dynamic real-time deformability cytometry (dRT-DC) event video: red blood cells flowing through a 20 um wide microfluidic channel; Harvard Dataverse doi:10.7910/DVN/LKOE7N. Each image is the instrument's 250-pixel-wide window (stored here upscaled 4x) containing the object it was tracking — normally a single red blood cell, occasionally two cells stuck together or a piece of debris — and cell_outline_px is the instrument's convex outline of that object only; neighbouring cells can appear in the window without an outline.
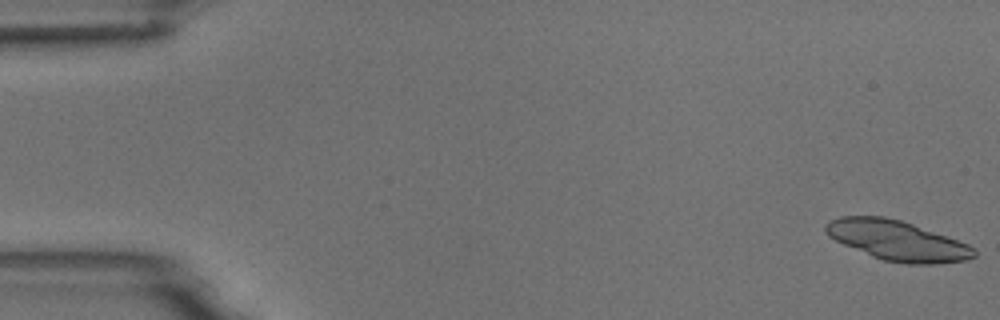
{"species": "common noctule bat (a hibernating species)", "species_latin": "Nyctalus noctula", "temperature_condition": "room temperature", "stored_images_in_passage": 4, "camera_frame_rate_fps": 3000, "um_per_image_px": 0.085, "animal": {"sex": "male", "body_mass_g": 18.8}, "frame": {"image": 1, "passage_image": 1, "time_ms": 0.0, "image_size_px": [1000, 320], "cell_outline_px": [[976, 256], [968, 260], [932, 264], [904, 264], [884, 260], [872, 256], [844, 244], [828, 236], [824, 232], [824, 224], [828, 220], [840, 216], [884, 216], [900, 220], [912, 224], [968, 244], [976, 252]], "centroid_in_image_um": [76.22, 20.44], "position_along_channel_um": 8.8, "area_um2": 34.33}}